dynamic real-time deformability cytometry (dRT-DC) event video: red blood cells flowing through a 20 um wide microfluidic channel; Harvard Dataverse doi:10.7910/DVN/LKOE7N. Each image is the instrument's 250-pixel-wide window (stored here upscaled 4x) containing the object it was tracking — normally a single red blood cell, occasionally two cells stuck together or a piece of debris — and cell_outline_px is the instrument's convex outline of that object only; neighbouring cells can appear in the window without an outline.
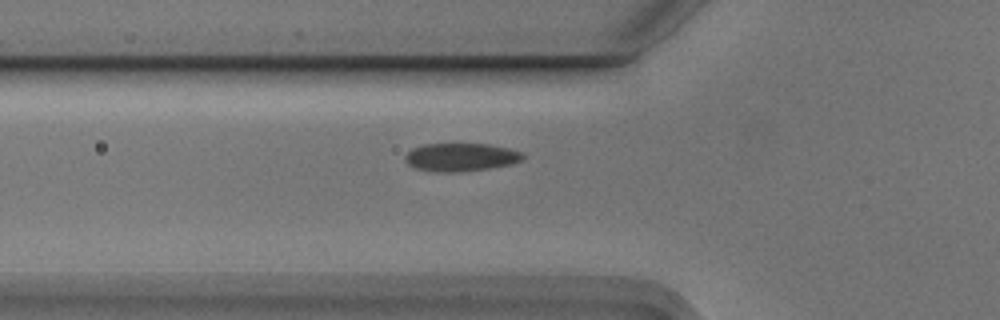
{"species": "Egyptian fruit bat (a non-hibernating species)", "species_latin": "Rousettus aegyptiacus", "temperature_condition": "cold", "stored_images_in_passage": 5, "camera_frame_rate_fps": 3000, "um_per_image_px": 0.085, "animal": {"sex": "male"}, "frame": {"image": 1, "passage_image": 5, "time_ms": 1.333, "image_size_px": [1000, 320], "cell_outline_px": [[524, 160], [512, 164], [488, 168], [460, 172], [436, 172], [416, 168], [408, 164], [404, 160], [404, 156], [412, 148], [424, 144], [488, 144], [508, 148], [524, 152]], "centroid_in_image_um": [39.19, 13.36], "position_along_channel_um": 86.6, "area_um2": 19.42}}